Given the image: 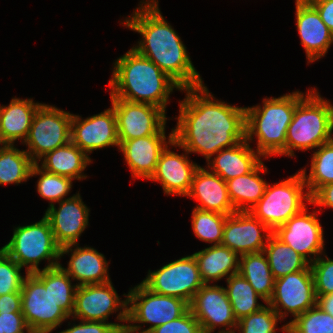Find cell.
Returning <instances> with one entry per match:
<instances>
[{"label":"cell","mask_w":333,"mask_h":333,"mask_svg":"<svg viewBox=\"0 0 333 333\" xmlns=\"http://www.w3.org/2000/svg\"><path fill=\"white\" fill-rule=\"evenodd\" d=\"M171 146L202 154L207 161L224 148L245 140V107L214 100L206 86L183 88Z\"/></svg>","instance_id":"1"},{"label":"cell","mask_w":333,"mask_h":333,"mask_svg":"<svg viewBox=\"0 0 333 333\" xmlns=\"http://www.w3.org/2000/svg\"><path fill=\"white\" fill-rule=\"evenodd\" d=\"M140 3L132 16L122 23L142 36L139 44L132 48L154 62L181 89L203 85L180 36L162 16L158 1Z\"/></svg>","instance_id":"2"},{"label":"cell","mask_w":333,"mask_h":333,"mask_svg":"<svg viewBox=\"0 0 333 333\" xmlns=\"http://www.w3.org/2000/svg\"><path fill=\"white\" fill-rule=\"evenodd\" d=\"M110 98L157 106L164 111L169 95L181 87L154 62L131 48L113 66Z\"/></svg>","instance_id":"3"},{"label":"cell","mask_w":333,"mask_h":333,"mask_svg":"<svg viewBox=\"0 0 333 333\" xmlns=\"http://www.w3.org/2000/svg\"><path fill=\"white\" fill-rule=\"evenodd\" d=\"M304 96L295 91L278 98H264L263 107H245V139L252 141L256 135V151L261 157L285 155L287 129L296 105Z\"/></svg>","instance_id":"4"},{"label":"cell","mask_w":333,"mask_h":333,"mask_svg":"<svg viewBox=\"0 0 333 333\" xmlns=\"http://www.w3.org/2000/svg\"><path fill=\"white\" fill-rule=\"evenodd\" d=\"M311 90L296 105L288 126L285 142L287 156H295L294 149H315L333 139V106L316 89Z\"/></svg>","instance_id":"5"},{"label":"cell","mask_w":333,"mask_h":333,"mask_svg":"<svg viewBox=\"0 0 333 333\" xmlns=\"http://www.w3.org/2000/svg\"><path fill=\"white\" fill-rule=\"evenodd\" d=\"M60 248L44 216L39 222L15 227L11 240L2 247L20 267L26 266V273L39 271L38 265L44 259L49 264L43 269L59 266Z\"/></svg>","instance_id":"6"},{"label":"cell","mask_w":333,"mask_h":333,"mask_svg":"<svg viewBox=\"0 0 333 333\" xmlns=\"http://www.w3.org/2000/svg\"><path fill=\"white\" fill-rule=\"evenodd\" d=\"M25 274L21 289L25 321L32 333H51L70 316L50 293V269Z\"/></svg>","instance_id":"7"},{"label":"cell","mask_w":333,"mask_h":333,"mask_svg":"<svg viewBox=\"0 0 333 333\" xmlns=\"http://www.w3.org/2000/svg\"><path fill=\"white\" fill-rule=\"evenodd\" d=\"M305 201L311 203V196L299 171L285 181L267 184L264 195L249 212L273 232L307 207Z\"/></svg>","instance_id":"8"},{"label":"cell","mask_w":333,"mask_h":333,"mask_svg":"<svg viewBox=\"0 0 333 333\" xmlns=\"http://www.w3.org/2000/svg\"><path fill=\"white\" fill-rule=\"evenodd\" d=\"M123 295L128 301L127 322H133L126 326L133 333H149L154 328L181 317L189 310L188 302L180 298L156 294L142 283L131 289L127 295ZM134 323H149L151 326L139 332L141 325Z\"/></svg>","instance_id":"9"},{"label":"cell","mask_w":333,"mask_h":333,"mask_svg":"<svg viewBox=\"0 0 333 333\" xmlns=\"http://www.w3.org/2000/svg\"><path fill=\"white\" fill-rule=\"evenodd\" d=\"M73 114L54 106L42 104L36 111L24 145L31 159L38 163L47 152L71 141Z\"/></svg>","instance_id":"10"},{"label":"cell","mask_w":333,"mask_h":333,"mask_svg":"<svg viewBox=\"0 0 333 333\" xmlns=\"http://www.w3.org/2000/svg\"><path fill=\"white\" fill-rule=\"evenodd\" d=\"M141 283L156 294L180 298L189 304L204 285L193 254L170 262L157 271L149 270Z\"/></svg>","instance_id":"11"},{"label":"cell","mask_w":333,"mask_h":333,"mask_svg":"<svg viewBox=\"0 0 333 333\" xmlns=\"http://www.w3.org/2000/svg\"><path fill=\"white\" fill-rule=\"evenodd\" d=\"M127 298L118 296L111 281L101 284L77 286L72 318L82 321L107 322L113 312L120 310L117 320L127 323ZM122 310V311H121Z\"/></svg>","instance_id":"12"},{"label":"cell","mask_w":333,"mask_h":333,"mask_svg":"<svg viewBox=\"0 0 333 333\" xmlns=\"http://www.w3.org/2000/svg\"><path fill=\"white\" fill-rule=\"evenodd\" d=\"M316 301L312 270L304 269L276 279L272 298L267 304L285 319L288 313L294 318L303 314L314 307Z\"/></svg>","instance_id":"13"},{"label":"cell","mask_w":333,"mask_h":333,"mask_svg":"<svg viewBox=\"0 0 333 333\" xmlns=\"http://www.w3.org/2000/svg\"><path fill=\"white\" fill-rule=\"evenodd\" d=\"M189 309L199 322L202 333H212L217 326L225 327L218 333L236 332L238 321L223 286L204 284L194 295Z\"/></svg>","instance_id":"14"},{"label":"cell","mask_w":333,"mask_h":333,"mask_svg":"<svg viewBox=\"0 0 333 333\" xmlns=\"http://www.w3.org/2000/svg\"><path fill=\"white\" fill-rule=\"evenodd\" d=\"M117 119L118 140H132L155 135L165 125L166 111L145 103L111 98Z\"/></svg>","instance_id":"15"},{"label":"cell","mask_w":333,"mask_h":333,"mask_svg":"<svg viewBox=\"0 0 333 333\" xmlns=\"http://www.w3.org/2000/svg\"><path fill=\"white\" fill-rule=\"evenodd\" d=\"M307 212L308 209L305 207L272 233L311 264L320 254L323 255L324 235L316 211L310 214Z\"/></svg>","instance_id":"16"},{"label":"cell","mask_w":333,"mask_h":333,"mask_svg":"<svg viewBox=\"0 0 333 333\" xmlns=\"http://www.w3.org/2000/svg\"><path fill=\"white\" fill-rule=\"evenodd\" d=\"M71 142L87 156L92 151L107 146H117L119 148L117 119L113 107L84 120L81 116L73 114Z\"/></svg>","instance_id":"17"},{"label":"cell","mask_w":333,"mask_h":333,"mask_svg":"<svg viewBox=\"0 0 333 333\" xmlns=\"http://www.w3.org/2000/svg\"><path fill=\"white\" fill-rule=\"evenodd\" d=\"M271 234L272 230L249 211H236L226 218L221 244L240 256L259 253L263 252Z\"/></svg>","instance_id":"18"},{"label":"cell","mask_w":333,"mask_h":333,"mask_svg":"<svg viewBox=\"0 0 333 333\" xmlns=\"http://www.w3.org/2000/svg\"><path fill=\"white\" fill-rule=\"evenodd\" d=\"M49 206L44 217L48 220L56 243L60 247L77 244L81 233L88 226L90 209L84 204L79 193Z\"/></svg>","instance_id":"19"},{"label":"cell","mask_w":333,"mask_h":333,"mask_svg":"<svg viewBox=\"0 0 333 333\" xmlns=\"http://www.w3.org/2000/svg\"><path fill=\"white\" fill-rule=\"evenodd\" d=\"M164 126L155 135L132 140H119V150L123 152L133 178L150 179L156 170L162 150L173 139V129L166 141Z\"/></svg>","instance_id":"20"},{"label":"cell","mask_w":333,"mask_h":333,"mask_svg":"<svg viewBox=\"0 0 333 333\" xmlns=\"http://www.w3.org/2000/svg\"><path fill=\"white\" fill-rule=\"evenodd\" d=\"M167 146L160 153L156 170L149 180L161 183L163 191L167 195L186 196L189 194L194 174L199 165L190 161L186 154H176Z\"/></svg>","instance_id":"21"},{"label":"cell","mask_w":333,"mask_h":333,"mask_svg":"<svg viewBox=\"0 0 333 333\" xmlns=\"http://www.w3.org/2000/svg\"><path fill=\"white\" fill-rule=\"evenodd\" d=\"M295 3L300 44L304 46L308 63L314 62L325 56L330 45L333 44V34L307 0H296Z\"/></svg>","instance_id":"22"},{"label":"cell","mask_w":333,"mask_h":333,"mask_svg":"<svg viewBox=\"0 0 333 333\" xmlns=\"http://www.w3.org/2000/svg\"><path fill=\"white\" fill-rule=\"evenodd\" d=\"M77 245L79 244L60 248V256L72 253L67 268L59 265L73 280L80 281L76 285L101 284L111 281L108 274V263L104 255L94 248L86 246L82 248ZM73 246L74 249H72Z\"/></svg>","instance_id":"23"},{"label":"cell","mask_w":333,"mask_h":333,"mask_svg":"<svg viewBox=\"0 0 333 333\" xmlns=\"http://www.w3.org/2000/svg\"><path fill=\"white\" fill-rule=\"evenodd\" d=\"M198 204L195 208L225 215L236 212L228 195L226 182L217 174L199 166L196 170L189 194Z\"/></svg>","instance_id":"24"},{"label":"cell","mask_w":333,"mask_h":333,"mask_svg":"<svg viewBox=\"0 0 333 333\" xmlns=\"http://www.w3.org/2000/svg\"><path fill=\"white\" fill-rule=\"evenodd\" d=\"M249 144L245 139L233 147L220 150L216 157L207 161V168L225 182L252 172L262 160Z\"/></svg>","instance_id":"25"},{"label":"cell","mask_w":333,"mask_h":333,"mask_svg":"<svg viewBox=\"0 0 333 333\" xmlns=\"http://www.w3.org/2000/svg\"><path fill=\"white\" fill-rule=\"evenodd\" d=\"M41 105L33 99L12 98L8 106H0V134L5 144H14L18 139L25 141Z\"/></svg>","instance_id":"26"},{"label":"cell","mask_w":333,"mask_h":333,"mask_svg":"<svg viewBox=\"0 0 333 333\" xmlns=\"http://www.w3.org/2000/svg\"><path fill=\"white\" fill-rule=\"evenodd\" d=\"M193 255L204 284L227 279L239 272L240 255L222 244L211 245Z\"/></svg>","instance_id":"27"},{"label":"cell","mask_w":333,"mask_h":333,"mask_svg":"<svg viewBox=\"0 0 333 333\" xmlns=\"http://www.w3.org/2000/svg\"><path fill=\"white\" fill-rule=\"evenodd\" d=\"M41 159L43 161L39 167L44 171L73 180L86 179L87 176L82 171L92 161L89 156L71 141L53 151L47 152Z\"/></svg>","instance_id":"28"},{"label":"cell","mask_w":333,"mask_h":333,"mask_svg":"<svg viewBox=\"0 0 333 333\" xmlns=\"http://www.w3.org/2000/svg\"><path fill=\"white\" fill-rule=\"evenodd\" d=\"M261 172H267L263 162L252 172L226 181L229 199L236 211H250L264 195L268 183L259 176Z\"/></svg>","instance_id":"29"},{"label":"cell","mask_w":333,"mask_h":333,"mask_svg":"<svg viewBox=\"0 0 333 333\" xmlns=\"http://www.w3.org/2000/svg\"><path fill=\"white\" fill-rule=\"evenodd\" d=\"M263 252L275 280L290 273L311 269L310 263L304 257L279 240L273 233L268 238Z\"/></svg>","instance_id":"30"},{"label":"cell","mask_w":333,"mask_h":333,"mask_svg":"<svg viewBox=\"0 0 333 333\" xmlns=\"http://www.w3.org/2000/svg\"><path fill=\"white\" fill-rule=\"evenodd\" d=\"M238 273L268 303L274 292L275 278L264 252L241 255Z\"/></svg>","instance_id":"31"},{"label":"cell","mask_w":333,"mask_h":333,"mask_svg":"<svg viewBox=\"0 0 333 333\" xmlns=\"http://www.w3.org/2000/svg\"><path fill=\"white\" fill-rule=\"evenodd\" d=\"M34 164L28 153L14 147V144L0 147V185L25 182L30 178Z\"/></svg>","instance_id":"32"},{"label":"cell","mask_w":333,"mask_h":333,"mask_svg":"<svg viewBox=\"0 0 333 333\" xmlns=\"http://www.w3.org/2000/svg\"><path fill=\"white\" fill-rule=\"evenodd\" d=\"M226 282L228 285L225 291L237 321L244 316L261 310L265 306L257 302L259 298L267 304L250 283L239 273L231 275L226 279Z\"/></svg>","instance_id":"33"},{"label":"cell","mask_w":333,"mask_h":333,"mask_svg":"<svg viewBox=\"0 0 333 333\" xmlns=\"http://www.w3.org/2000/svg\"><path fill=\"white\" fill-rule=\"evenodd\" d=\"M300 172L310 196L321 186L333 183V139L314 151L309 175L307 176L306 169H301Z\"/></svg>","instance_id":"34"},{"label":"cell","mask_w":333,"mask_h":333,"mask_svg":"<svg viewBox=\"0 0 333 333\" xmlns=\"http://www.w3.org/2000/svg\"><path fill=\"white\" fill-rule=\"evenodd\" d=\"M286 333H333V317L318 305L281 327Z\"/></svg>","instance_id":"35"},{"label":"cell","mask_w":333,"mask_h":333,"mask_svg":"<svg viewBox=\"0 0 333 333\" xmlns=\"http://www.w3.org/2000/svg\"><path fill=\"white\" fill-rule=\"evenodd\" d=\"M228 215L194 208L192 211V228L201 241L214 245L222 243L223 228Z\"/></svg>","instance_id":"36"},{"label":"cell","mask_w":333,"mask_h":333,"mask_svg":"<svg viewBox=\"0 0 333 333\" xmlns=\"http://www.w3.org/2000/svg\"><path fill=\"white\" fill-rule=\"evenodd\" d=\"M35 175L40 176L37 181V191L42 198L50 201L49 206L62 201L72 189L73 179L48 173L39 167V163L33 165L30 177Z\"/></svg>","instance_id":"37"},{"label":"cell","mask_w":333,"mask_h":333,"mask_svg":"<svg viewBox=\"0 0 333 333\" xmlns=\"http://www.w3.org/2000/svg\"><path fill=\"white\" fill-rule=\"evenodd\" d=\"M70 276L60 267L50 268V293L59 307L69 316L74 310L77 285H72Z\"/></svg>","instance_id":"38"},{"label":"cell","mask_w":333,"mask_h":333,"mask_svg":"<svg viewBox=\"0 0 333 333\" xmlns=\"http://www.w3.org/2000/svg\"><path fill=\"white\" fill-rule=\"evenodd\" d=\"M261 310L244 316L238 320L236 330L239 333H276L277 322L281 318L267 304Z\"/></svg>","instance_id":"39"},{"label":"cell","mask_w":333,"mask_h":333,"mask_svg":"<svg viewBox=\"0 0 333 333\" xmlns=\"http://www.w3.org/2000/svg\"><path fill=\"white\" fill-rule=\"evenodd\" d=\"M22 267L13 260L2 248L0 249V296L4 294L21 292L25 276H22Z\"/></svg>","instance_id":"40"},{"label":"cell","mask_w":333,"mask_h":333,"mask_svg":"<svg viewBox=\"0 0 333 333\" xmlns=\"http://www.w3.org/2000/svg\"><path fill=\"white\" fill-rule=\"evenodd\" d=\"M315 286L316 298L333 293V260L321 255L310 264Z\"/></svg>","instance_id":"41"},{"label":"cell","mask_w":333,"mask_h":333,"mask_svg":"<svg viewBox=\"0 0 333 333\" xmlns=\"http://www.w3.org/2000/svg\"><path fill=\"white\" fill-rule=\"evenodd\" d=\"M149 333H202L199 322L189 309L181 317L154 328Z\"/></svg>","instance_id":"42"},{"label":"cell","mask_w":333,"mask_h":333,"mask_svg":"<svg viewBox=\"0 0 333 333\" xmlns=\"http://www.w3.org/2000/svg\"><path fill=\"white\" fill-rule=\"evenodd\" d=\"M126 326L119 323H105L100 321H80L79 324H74L70 328L59 333H111L116 328Z\"/></svg>","instance_id":"43"},{"label":"cell","mask_w":333,"mask_h":333,"mask_svg":"<svg viewBox=\"0 0 333 333\" xmlns=\"http://www.w3.org/2000/svg\"><path fill=\"white\" fill-rule=\"evenodd\" d=\"M2 333H32L22 312L0 314Z\"/></svg>","instance_id":"44"},{"label":"cell","mask_w":333,"mask_h":333,"mask_svg":"<svg viewBox=\"0 0 333 333\" xmlns=\"http://www.w3.org/2000/svg\"><path fill=\"white\" fill-rule=\"evenodd\" d=\"M319 13L321 20L333 34V0H307Z\"/></svg>","instance_id":"45"},{"label":"cell","mask_w":333,"mask_h":333,"mask_svg":"<svg viewBox=\"0 0 333 333\" xmlns=\"http://www.w3.org/2000/svg\"><path fill=\"white\" fill-rule=\"evenodd\" d=\"M322 207L333 209V183L321 186L312 196L311 203Z\"/></svg>","instance_id":"46"},{"label":"cell","mask_w":333,"mask_h":333,"mask_svg":"<svg viewBox=\"0 0 333 333\" xmlns=\"http://www.w3.org/2000/svg\"><path fill=\"white\" fill-rule=\"evenodd\" d=\"M22 312L21 292H14L0 296V314Z\"/></svg>","instance_id":"47"},{"label":"cell","mask_w":333,"mask_h":333,"mask_svg":"<svg viewBox=\"0 0 333 333\" xmlns=\"http://www.w3.org/2000/svg\"><path fill=\"white\" fill-rule=\"evenodd\" d=\"M316 305L333 317V293L318 296Z\"/></svg>","instance_id":"48"},{"label":"cell","mask_w":333,"mask_h":333,"mask_svg":"<svg viewBox=\"0 0 333 333\" xmlns=\"http://www.w3.org/2000/svg\"><path fill=\"white\" fill-rule=\"evenodd\" d=\"M111 333H133L127 326L116 328Z\"/></svg>","instance_id":"49"},{"label":"cell","mask_w":333,"mask_h":333,"mask_svg":"<svg viewBox=\"0 0 333 333\" xmlns=\"http://www.w3.org/2000/svg\"><path fill=\"white\" fill-rule=\"evenodd\" d=\"M1 145L4 146L5 142L3 141L2 137H1V134H0V147H2Z\"/></svg>","instance_id":"50"},{"label":"cell","mask_w":333,"mask_h":333,"mask_svg":"<svg viewBox=\"0 0 333 333\" xmlns=\"http://www.w3.org/2000/svg\"><path fill=\"white\" fill-rule=\"evenodd\" d=\"M0 333H2V327H1V323H0Z\"/></svg>","instance_id":"51"}]
</instances>
